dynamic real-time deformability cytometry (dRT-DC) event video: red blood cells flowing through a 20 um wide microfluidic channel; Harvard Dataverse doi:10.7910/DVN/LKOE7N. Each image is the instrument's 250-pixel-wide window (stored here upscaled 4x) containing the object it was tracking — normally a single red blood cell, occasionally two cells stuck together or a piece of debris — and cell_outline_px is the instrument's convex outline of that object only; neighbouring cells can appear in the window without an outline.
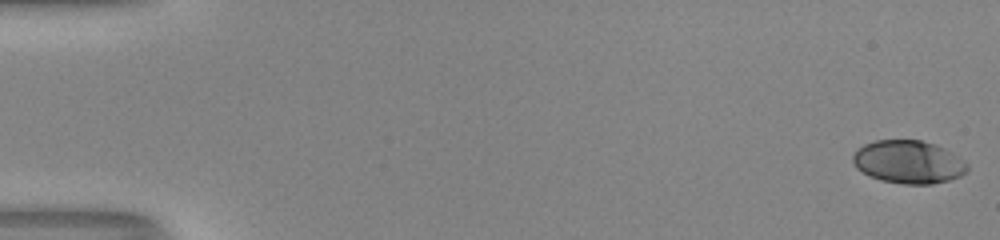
{"species": "human", "species_latin": "Homo sapiens", "temperature_condition": "room temperature", "stored_images_in_passage": 54, "camera_frame_rate_fps": 3000, "um_per_image_px": 0.085, "donor": {"sex": "male"}, "frame": {"image": 1, "passage_image": 1, "time_ms": 0.0, "image_size_px": [1000, 240], "cell_outline_px": [[968, 168], [960, 176], [948, 180], [932, 184], [904, 184], [880, 180], [868, 176], [856, 168], [852, 160], [852, 156], [864, 144], [876, 140], [920, 140], [936, 144], [952, 152], [964, 160], [968, 164]], "centroid_in_image_um": [77.21, 13.77], "position_along_channel_um": 7.8, "area_um2": 28.73}}
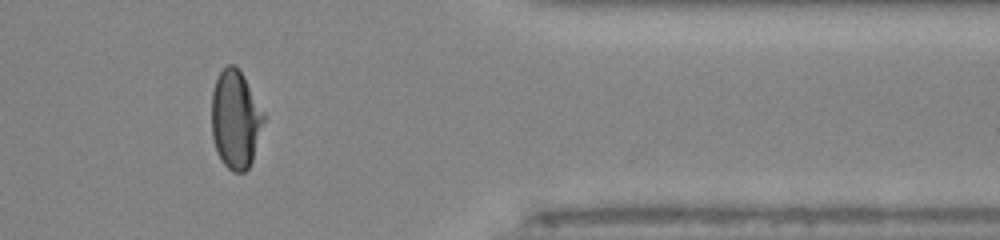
{"frame": {"image": 2, "passage_image": 45, "time_ms": 14.667, "image_size_px": [1000, 240], "cell_outline_px": [[268, 116], [252, 160], [248, 168], [244, 172], [232, 172], [220, 160], [212, 136], [212, 92], [216, 80], [220, 72], [228, 64], [236, 64], [244, 76]], "centroid_in_image_um": [20.06, 10.14], "position_along_channel_um": 391.3, "area_um2": 30.46}}
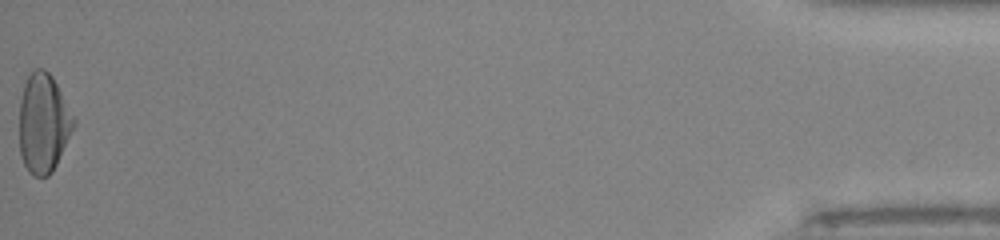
{"frame": {"image": 3, "passage_image": 54, "time_ms": 17.667, "image_size_px": [1000, 240], "cell_outline_px": [[76, 124], [52, 172], [48, 176], [36, 176], [28, 172], [20, 156], [20, 100], [24, 84], [32, 68], [44, 68], [52, 76], [76, 120]], "centroid_in_image_um": [3.68, 10.46], "position_along_channel_um": 431.5, "area_um2": 31.39}, "authors_computed_cell_mechanics": {"area_um2": 29.6803, "velocity_mm_per_s": 4.0091, "shape_relaxation_time_tau1_ms": 6.6631, "shape_relaxation_time_tau2_ms": 1.1924, "deformation_change_tau1": 0.2364, "deformation_change_tau2": 0.0415}}